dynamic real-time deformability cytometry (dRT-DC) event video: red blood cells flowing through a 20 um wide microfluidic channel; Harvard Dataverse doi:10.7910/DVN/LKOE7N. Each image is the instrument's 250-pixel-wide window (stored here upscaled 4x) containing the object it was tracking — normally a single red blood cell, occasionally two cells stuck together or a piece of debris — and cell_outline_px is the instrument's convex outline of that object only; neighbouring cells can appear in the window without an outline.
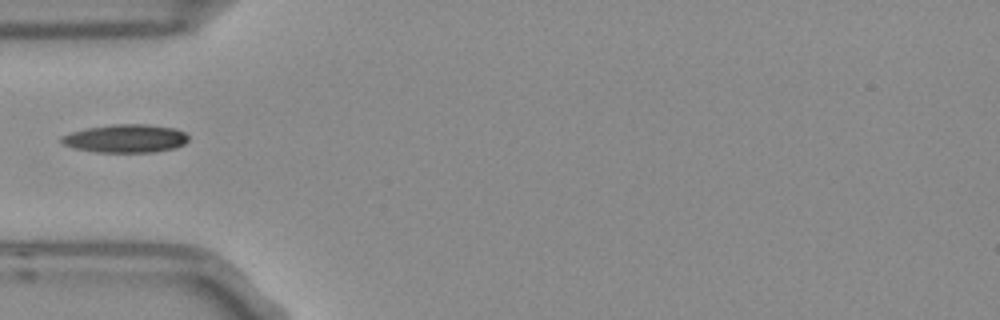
{"species": "Egyptian fruit bat (a non-hibernating species)", "species_latin": "Rousettus aegyptiacus", "temperature_condition": "room temperature", "stored_images_in_passage": 6, "camera_frame_rate_fps": 3000, "um_per_image_px": 0.085, "frame": {"image": 1, "passage_image": 6, "time_ms": 1.667, "image_size_px": [1000, 320], "cell_outline_px": [[188, 140], [184, 144], [176, 148], [152, 152], [96, 152], [76, 148], [64, 144], [60, 140], [60, 136], [72, 132], [88, 128], [112, 124], [148, 124], [176, 128], [184, 132], [188, 136]], "centroid_in_image_um": [10.71, 11.76], "position_along_channel_um": 74.3, "area_um2": 20.87}}